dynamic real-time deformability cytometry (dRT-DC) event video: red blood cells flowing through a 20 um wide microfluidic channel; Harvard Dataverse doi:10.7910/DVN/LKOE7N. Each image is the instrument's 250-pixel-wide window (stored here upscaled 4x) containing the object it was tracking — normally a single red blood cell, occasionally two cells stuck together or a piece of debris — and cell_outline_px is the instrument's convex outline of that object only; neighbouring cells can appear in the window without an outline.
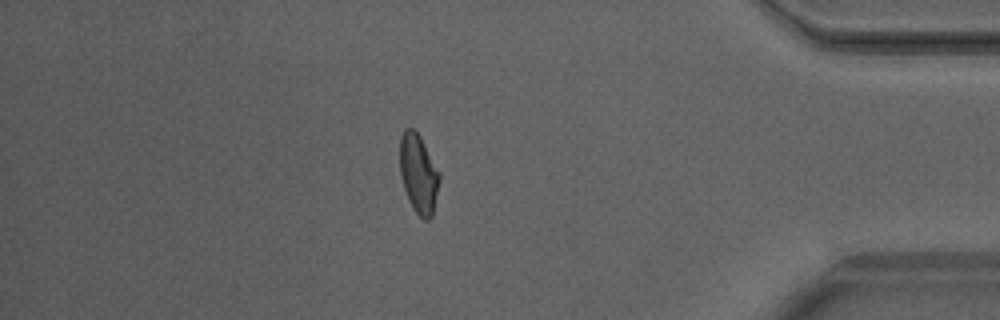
{"species": "Egyptian fruit bat (a non-hibernating species)", "species_latin": "Rousettus aegyptiacus", "temperature_condition": "warm", "stored_images_in_passage": 50, "camera_frame_rate_fps": 3000, "um_per_image_px": 0.085, "animal": {"sex": "male"}, "frame": {"image": 1, "passage_image": 43, "time_ms": 14.0, "image_size_px": [1000, 320], "cell_outline_px": [[440, 180], [432, 216], [428, 220], [424, 220], [412, 208], [408, 200], [400, 176], [400, 136], [404, 128], [412, 128], [420, 136], [440, 172]], "centroid_in_image_um": [35.57, 14.76], "position_along_channel_um": 399.6, "area_um2": 18.32}, "authors_computed_cell_mechanics": {"area_um2": 18.1492, "velocity_mm_per_s": 4.1821, "shape_relaxation_time_tau1_ms": null, "shape_relaxation_time_tau2_ms": 1.5803, "deformation_change_tau1": null, "deformation_change_tau2": 0.0786}}